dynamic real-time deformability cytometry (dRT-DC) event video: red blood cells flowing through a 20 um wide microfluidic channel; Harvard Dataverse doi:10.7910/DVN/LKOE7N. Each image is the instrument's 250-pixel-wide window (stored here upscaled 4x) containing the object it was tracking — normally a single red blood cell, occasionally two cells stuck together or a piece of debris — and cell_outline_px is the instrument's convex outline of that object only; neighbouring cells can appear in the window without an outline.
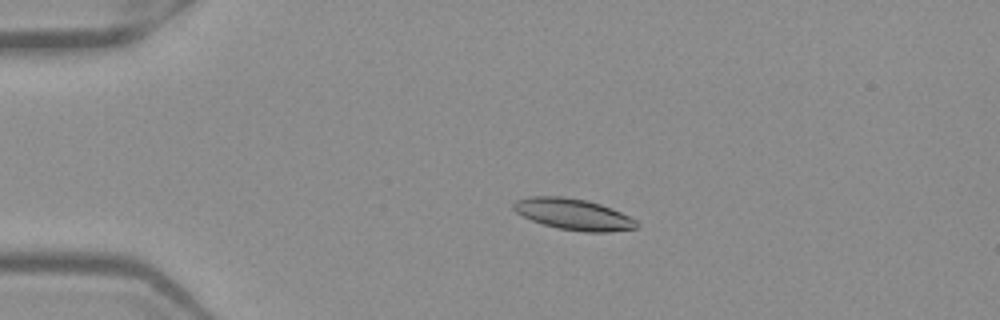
{"species": "Egyptian fruit bat (a non-hibernating species)", "species_latin": "Rousettus aegyptiacus", "temperature_condition": "warm", "stored_images_in_passage": 54, "camera_frame_rate_fps": 3000, "um_per_image_px": 0.085, "frame": {"image": 1, "passage_image": 13, "time_ms": 4.0, "image_size_px": [1000, 320], "cell_outline_px": [[640, 224], [636, 228], [608, 232], [584, 232], [560, 228], [544, 224], [532, 220], [516, 212], [512, 208], [512, 204], [516, 200], [528, 196], [564, 196], [588, 200], [612, 208], [636, 220]], "centroid_in_image_um": [48.74, 18.2], "position_along_channel_um": 36.3, "area_um2": 22.37}}
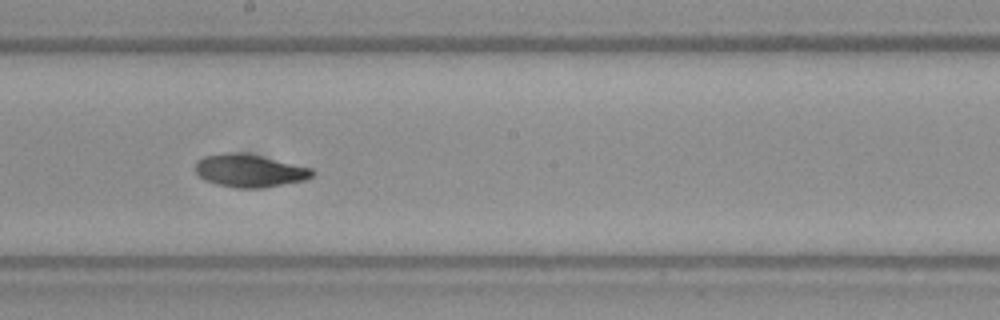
{"frame": {"image": 2, "passage_image": 31, "time_ms": 10.0, "image_size_px": [1000, 320], "cell_outline_px": [[316, 172], [312, 176], [304, 180], [284, 184], [260, 188], [236, 188], [216, 184], [204, 180], [196, 172], [196, 160], [204, 156], [224, 152], [236, 152], [260, 156], [312, 168]], "centroid_in_image_um": [21.19, 14.51], "position_along_channel_um": 227.0, "area_um2": 22.25}}
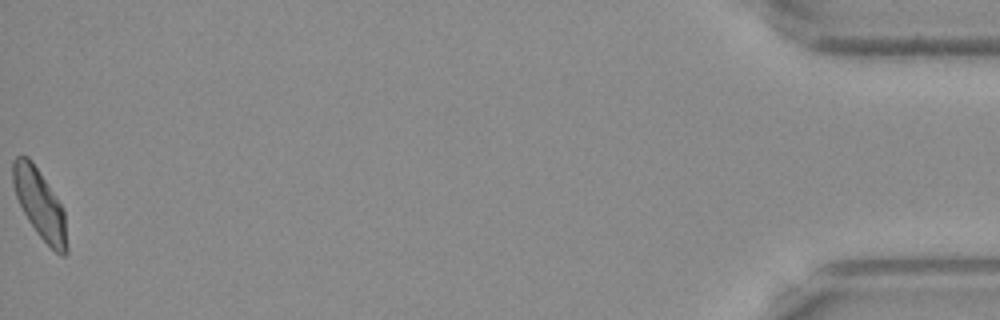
{"frame": {"image": 3, "passage_image": 54, "time_ms": 17.667, "image_size_px": [1000, 320], "cell_outline_px": [[68, 252], [64, 256], [60, 256], [36, 232], [28, 220], [16, 196], [12, 184], [12, 160], [16, 156], [28, 156], [32, 160], [64, 208], [68, 248]], "centroid_in_image_um": [3.39, 17.33], "position_along_channel_um": 431.8, "area_um2": 21.85}, "authors_computed_cell_mechanics": {"area_um2": 21.6172, "velocity_mm_per_s": 3.9171, "shape_relaxation_time_tau1_ms": 6.3998, "shape_relaxation_time_tau2_ms": 2.8375, "deformation_change_tau1": 0.1693, "deformation_change_tau2": 0.087}}